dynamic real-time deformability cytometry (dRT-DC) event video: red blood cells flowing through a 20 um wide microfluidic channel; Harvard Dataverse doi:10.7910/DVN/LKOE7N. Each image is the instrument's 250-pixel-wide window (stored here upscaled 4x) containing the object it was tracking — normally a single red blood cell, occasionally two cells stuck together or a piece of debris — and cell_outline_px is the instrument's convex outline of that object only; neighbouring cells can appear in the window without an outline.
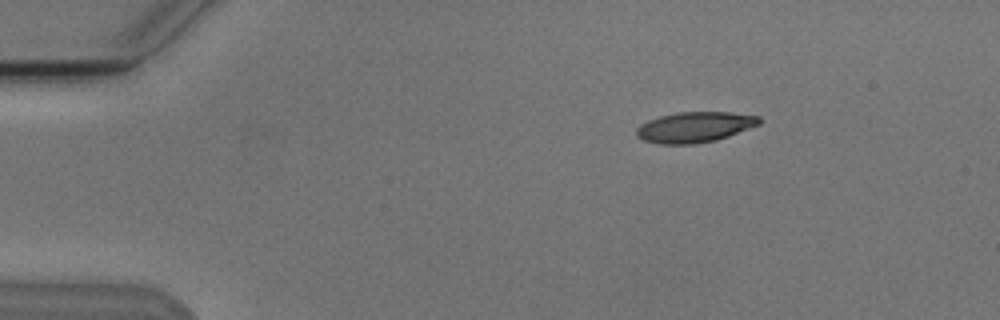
{"species": "Egyptian fruit bat (a non-hibernating species)", "species_latin": "Rousettus aegyptiacus", "temperature_condition": "cold", "stored_images_in_passage": 4, "camera_frame_rate_fps": 3000, "um_per_image_px": 0.085, "animal": {"sex": "male"}, "frame": {"image": 1, "passage_image": 1, "time_ms": 0.0, "image_size_px": [1000, 320], "cell_outline_px": [[760, 124], [728, 136], [716, 140], [692, 144], [656, 144], [644, 140], [636, 136], [636, 128], [640, 124], [648, 120], [660, 116], [676, 112], [728, 112], [760, 116]], "centroid_in_image_um": [59.02, 10.8], "position_along_channel_um": 26.0, "area_um2": 21.85}}